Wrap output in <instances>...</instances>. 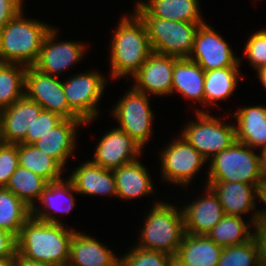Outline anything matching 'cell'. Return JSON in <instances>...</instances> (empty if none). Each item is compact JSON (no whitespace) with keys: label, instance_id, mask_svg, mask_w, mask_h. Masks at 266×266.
Here are the masks:
<instances>
[{"label":"cell","instance_id":"45","mask_svg":"<svg viewBox=\"0 0 266 266\" xmlns=\"http://www.w3.org/2000/svg\"><path fill=\"white\" fill-rule=\"evenodd\" d=\"M167 266H189V265L185 264L176 255H172L169 258V261H168V265Z\"/></svg>","mask_w":266,"mask_h":266},{"label":"cell","instance_id":"38","mask_svg":"<svg viewBox=\"0 0 266 266\" xmlns=\"http://www.w3.org/2000/svg\"><path fill=\"white\" fill-rule=\"evenodd\" d=\"M18 166V144L0 142V187H6Z\"/></svg>","mask_w":266,"mask_h":266},{"label":"cell","instance_id":"37","mask_svg":"<svg viewBox=\"0 0 266 266\" xmlns=\"http://www.w3.org/2000/svg\"><path fill=\"white\" fill-rule=\"evenodd\" d=\"M63 118L56 113L42 110L38 118L34 121L31 129H28L23 144H33L42 138L48 131L57 126Z\"/></svg>","mask_w":266,"mask_h":266},{"label":"cell","instance_id":"39","mask_svg":"<svg viewBox=\"0 0 266 266\" xmlns=\"http://www.w3.org/2000/svg\"><path fill=\"white\" fill-rule=\"evenodd\" d=\"M24 0H0V31L14 17H16L25 7Z\"/></svg>","mask_w":266,"mask_h":266},{"label":"cell","instance_id":"20","mask_svg":"<svg viewBox=\"0 0 266 266\" xmlns=\"http://www.w3.org/2000/svg\"><path fill=\"white\" fill-rule=\"evenodd\" d=\"M83 125L84 122L81 119H63L33 145L54 158L65 169L69 157L76 159L74 151L76 146L78 147L77 130Z\"/></svg>","mask_w":266,"mask_h":266},{"label":"cell","instance_id":"4","mask_svg":"<svg viewBox=\"0 0 266 266\" xmlns=\"http://www.w3.org/2000/svg\"><path fill=\"white\" fill-rule=\"evenodd\" d=\"M143 224L141 231L139 230V241L135 246L145 250L160 251L170 256L176 255L186 233L179 206L177 208L175 204L162 200L154 201Z\"/></svg>","mask_w":266,"mask_h":266},{"label":"cell","instance_id":"34","mask_svg":"<svg viewBox=\"0 0 266 266\" xmlns=\"http://www.w3.org/2000/svg\"><path fill=\"white\" fill-rule=\"evenodd\" d=\"M260 261L259 246L253 236L244 244L224 247L217 266H256Z\"/></svg>","mask_w":266,"mask_h":266},{"label":"cell","instance_id":"49","mask_svg":"<svg viewBox=\"0 0 266 266\" xmlns=\"http://www.w3.org/2000/svg\"><path fill=\"white\" fill-rule=\"evenodd\" d=\"M1 109H0V135H1ZM0 142H1V140H0Z\"/></svg>","mask_w":266,"mask_h":266},{"label":"cell","instance_id":"14","mask_svg":"<svg viewBox=\"0 0 266 266\" xmlns=\"http://www.w3.org/2000/svg\"><path fill=\"white\" fill-rule=\"evenodd\" d=\"M205 186H208L218 197L225 215L243 217L242 215L250 212L248 216L254 226L262 218L261 210L256 209V200L260 199V187L225 181H206Z\"/></svg>","mask_w":266,"mask_h":266},{"label":"cell","instance_id":"35","mask_svg":"<svg viewBox=\"0 0 266 266\" xmlns=\"http://www.w3.org/2000/svg\"><path fill=\"white\" fill-rule=\"evenodd\" d=\"M119 257V266H167L170 255L133 246Z\"/></svg>","mask_w":266,"mask_h":266},{"label":"cell","instance_id":"22","mask_svg":"<svg viewBox=\"0 0 266 266\" xmlns=\"http://www.w3.org/2000/svg\"><path fill=\"white\" fill-rule=\"evenodd\" d=\"M118 257L107 245H103L84 232L75 231L71 242L67 266H119Z\"/></svg>","mask_w":266,"mask_h":266},{"label":"cell","instance_id":"6","mask_svg":"<svg viewBox=\"0 0 266 266\" xmlns=\"http://www.w3.org/2000/svg\"><path fill=\"white\" fill-rule=\"evenodd\" d=\"M244 143L235 140L208 161L207 181L238 182L255 187L261 186L259 153Z\"/></svg>","mask_w":266,"mask_h":266},{"label":"cell","instance_id":"41","mask_svg":"<svg viewBox=\"0 0 266 266\" xmlns=\"http://www.w3.org/2000/svg\"><path fill=\"white\" fill-rule=\"evenodd\" d=\"M260 250V260L266 264V217H262L252 229Z\"/></svg>","mask_w":266,"mask_h":266},{"label":"cell","instance_id":"30","mask_svg":"<svg viewBox=\"0 0 266 266\" xmlns=\"http://www.w3.org/2000/svg\"><path fill=\"white\" fill-rule=\"evenodd\" d=\"M254 225L245 217L225 215L206 235L222 248L244 244L254 236Z\"/></svg>","mask_w":266,"mask_h":266},{"label":"cell","instance_id":"36","mask_svg":"<svg viewBox=\"0 0 266 266\" xmlns=\"http://www.w3.org/2000/svg\"><path fill=\"white\" fill-rule=\"evenodd\" d=\"M244 56L254 70L266 67V29L250 35L245 43Z\"/></svg>","mask_w":266,"mask_h":266},{"label":"cell","instance_id":"3","mask_svg":"<svg viewBox=\"0 0 266 266\" xmlns=\"http://www.w3.org/2000/svg\"><path fill=\"white\" fill-rule=\"evenodd\" d=\"M52 27L43 21L25 18L22 10L0 31V63L33 66Z\"/></svg>","mask_w":266,"mask_h":266},{"label":"cell","instance_id":"33","mask_svg":"<svg viewBox=\"0 0 266 266\" xmlns=\"http://www.w3.org/2000/svg\"><path fill=\"white\" fill-rule=\"evenodd\" d=\"M21 64L0 63V109H5L25 95V73Z\"/></svg>","mask_w":266,"mask_h":266},{"label":"cell","instance_id":"10","mask_svg":"<svg viewBox=\"0 0 266 266\" xmlns=\"http://www.w3.org/2000/svg\"><path fill=\"white\" fill-rule=\"evenodd\" d=\"M160 154V174L166 183L185 188L208 162L179 133L172 142L163 147Z\"/></svg>","mask_w":266,"mask_h":266},{"label":"cell","instance_id":"19","mask_svg":"<svg viewBox=\"0 0 266 266\" xmlns=\"http://www.w3.org/2000/svg\"><path fill=\"white\" fill-rule=\"evenodd\" d=\"M64 179L48 183L42 192L39 202H37L40 203L39 205L42 209L39 206H34L31 209V215L34 218L48 223L64 224L63 220H58L55 215L58 213L60 215L71 213L76 206L73 194H78L72 181L69 178L67 180Z\"/></svg>","mask_w":266,"mask_h":266},{"label":"cell","instance_id":"46","mask_svg":"<svg viewBox=\"0 0 266 266\" xmlns=\"http://www.w3.org/2000/svg\"><path fill=\"white\" fill-rule=\"evenodd\" d=\"M256 73H257V78L259 79L263 87L266 88V67L258 69Z\"/></svg>","mask_w":266,"mask_h":266},{"label":"cell","instance_id":"7","mask_svg":"<svg viewBox=\"0 0 266 266\" xmlns=\"http://www.w3.org/2000/svg\"><path fill=\"white\" fill-rule=\"evenodd\" d=\"M194 110L196 120L185 124L180 135L209 161L236 140L235 127L231 122L227 124L205 109Z\"/></svg>","mask_w":266,"mask_h":266},{"label":"cell","instance_id":"17","mask_svg":"<svg viewBox=\"0 0 266 266\" xmlns=\"http://www.w3.org/2000/svg\"><path fill=\"white\" fill-rule=\"evenodd\" d=\"M204 187L201 197L192 202L190 200L186 206H180L186 233L206 235L225 216L218 197L208 186Z\"/></svg>","mask_w":266,"mask_h":266},{"label":"cell","instance_id":"32","mask_svg":"<svg viewBox=\"0 0 266 266\" xmlns=\"http://www.w3.org/2000/svg\"><path fill=\"white\" fill-rule=\"evenodd\" d=\"M31 216V208L5 187H0V228L16 238L26 220Z\"/></svg>","mask_w":266,"mask_h":266},{"label":"cell","instance_id":"8","mask_svg":"<svg viewBox=\"0 0 266 266\" xmlns=\"http://www.w3.org/2000/svg\"><path fill=\"white\" fill-rule=\"evenodd\" d=\"M150 97L130 87L123 97L112 107L111 114L119 125L116 127L126 132L142 148L150 140L154 111L151 109Z\"/></svg>","mask_w":266,"mask_h":266},{"label":"cell","instance_id":"2","mask_svg":"<svg viewBox=\"0 0 266 266\" xmlns=\"http://www.w3.org/2000/svg\"><path fill=\"white\" fill-rule=\"evenodd\" d=\"M129 14L120 18L110 42L109 75L113 80H130L152 53L145 24L135 12Z\"/></svg>","mask_w":266,"mask_h":266},{"label":"cell","instance_id":"5","mask_svg":"<svg viewBox=\"0 0 266 266\" xmlns=\"http://www.w3.org/2000/svg\"><path fill=\"white\" fill-rule=\"evenodd\" d=\"M146 27L152 52L188 58L194 37L200 24L204 22H182L153 17L138 1L133 10Z\"/></svg>","mask_w":266,"mask_h":266},{"label":"cell","instance_id":"48","mask_svg":"<svg viewBox=\"0 0 266 266\" xmlns=\"http://www.w3.org/2000/svg\"><path fill=\"white\" fill-rule=\"evenodd\" d=\"M256 266H266V264L260 261Z\"/></svg>","mask_w":266,"mask_h":266},{"label":"cell","instance_id":"43","mask_svg":"<svg viewBox=\"0 0 266 266\" xmlns=\"http://www.w3.org/2000/svg\"><path fill=\"white\" fill-rule=\"evenodd\" d=\"M259 194H260L259 201H261V203H264L266 206V175H262V181H261V186L259 189ZM265 206H264L265 209H260L262 217H266V207Z\"/></svg>","mask_w":266,"mask_h":266},{"label":"cell","instance_id":"29","mask_svg":"<svg viewBox=\"0 0 266 266\" xmlns=\"http://www.w3.org/2000/svg\"><path fill=\"white\" fill-rule=\"evenodd\" d=\"M19 166L31 170L49 183L63 179L65 169L52 157L33 144L18 143Z\"/></svg>","mask_w":266,"mask_h":266},{"label":"cell","instance_id":"26","mask_svg":"<svg viewBox=\"0 0 266 266\" xmlns=\"http://www.w3.org/2000/svg\"><path fill=\"white\" fill-rule=\"evenodd\" d=\"M222 249L207 235L185 233L176 256L189 266H217Z\"/></svg>","mask_w":266,"mask_h":266},{"label":"cell","instance_id":"21","mask_svg":"<svg viewBox=\"0 0 266 266\" xmlns=\"http://www.w3.org/2000/svg\"><path fill=\"white\" fill-rule=\"evenodd\" d=\"M80 195L87 196H117L116 181L113 170L104 169L90 160L74 168L67 176Z\"/></svg>","mask_w":266,"mask_h":266},{"label":"cell","instance_id":"24","mask_svg":"<svg viewBox=\"0 0 266 266\" xmlns=\"http://www.w3.org/2000/svg\"><path fill=\"white\" fill-rule=\"evenodd\" d=\"M237 141L260 149L266 145V106H244L233 112Z\"/></svg>","mask_w":266,"mask_h":266},{"label":"cell","instance_id":"23","mask_svg":"<svg viewBox=\"0 0 266 266\" xmlns=\"http://www.w3.org/2000/svg\"><path fill=\"white\" fill-rule=\"evenodd\" d=\"M150 172L137 159L133 162L114 169L113 174L116 181L117 199L133 200L143 196H149L155 192L154 182L150 178Z\"/></svg>","mask_w":266,"mask_h":266},{"label":"cell","instance_id":"12","mask_svg":"<svg viewBox=\"0 0 266 266\" xmlns=\"http://www.w3.org/2000/svg\"><path fill=\"white\" fill-rule=\"evenodd\" d=\"M25 95L37 102L43 110L58 114L63 119H80L70 108L63 90V81L45 74L34 66L25 73Z\"/></svg>","mask_w":266,"mask_h":266},{"label":"cell","instance_id":"18","mask_svg":"<svg viewBox=\"0 0 266 266\" xmlns=\"http://www.w3.org/2000/svg\"><path fill=\"white\" fill-rule=\"evenodd\" d=\"M43 108L26 95L1 111V135L3 143L18 144L38 118Z\"/></svg>","mask_w":266,"mask_h":266},{"label":"cell","instance_id":"40","mask_svg":"<svg viewBox=\"0 0 266 266\" xmlns=\"http://www.w3.org/2000/svg\"><path fill=\"white\" fill-rule=\"evenodd\" d=\"M17 252L16 237L0 228V258L14 259Z\"/></svg>","mask_w":266,"mask_h":266},{"label":"cell","instance_id":"28","mask_svg":"<svg viewBox=\"0 0 266 266\" xmlns=\"http://www.w3.org/2000/svg\"><path fill=\"white\" fill-rule=\"evenodd\" d=\"M240 69V67H225L205 71L204 95L206 108L210 105H217L216 102L226 100L234 94L239 79L243 77Z\"/></svg>","mask_w":266,"mask_h":266},{"label":"cell","instance_id":"47","mask_svg":"<svg viewBox=\"0 0 266 266\" xmlns=\"http://www.w3.org/2000/svg\"><path fill=\"white\" fill-rule=\"evenodd\" d=\"M0 266H14V259L0 258Z\"/></svg>","mask_w":266,"mask_h":266},{"label":"cell","instance_id":"11","mask_svg":"<svg viewBox=\"0 0 266 266\" xmlns=\"http://www.w3.org/2000/svg\"><path fill=\"white\" fill-rule=\"evenodd\" d=\"M207 23L199 25L188 59L196 62L204 71L240 67L242 57H237L225 38Z\"/></svg>","mask_w":266,"mask_h":266},{"label":"cell","instance_id":"15","mask_svg":"<svg viewBox=\"0 0 266 266\" xmlns=\"http://www.w3.org/2000/svg\"><path fill=\"white\" fill-rule=\"evenodd\" d=\"M142 149L126 132L115 127L98 140L90 161L104 169L114 170L139 159Z\"/></svg>","mask_w":266,"mask_h":266},{"label":"cell","instance_id":"42","mask_svg":"<svg viewBox=\"0 0 266 266\" xmlns=\"http://www.w3.org/2000/svg\"><path fill=\"white\" fill-rule=\"evenodd\" d=\"M14 266H52L35 260L24 258L22 255L16 254L14 257Z\"/></svg>","mask_w":266,"mask_h":266},{"label":"cell","instance_id":"31","mask_svg":"<svg viewBox=\"0 0 266 266\" xmlns=\"http://www.w3.org/2000/svg\"><path fill=\"white\" fill-rule=\"evenodd\" d=\"M48 183L46 179L31 170L18 166L5 188L32 209L37 206Z\"/></svg>","mask_w":266,"mask_h":266},{"label":"cell","instance_id":"16","mask_svg":"<svg viewBox=\"0 0 266 266\" xmlns=\"http://www.w3.org/2000/svg\"><path fill=\"white\" fill-rule=\"evenodd\" d=\"M178 57L152 52L131 77L135 90L156 97L170 96L174 62Z\"/></svg>","mask_w":266,"mask_h":266},{"label":"cell","instance_id":"13","mask_svg":"<svg viewBox=\"0 0 266 266\" xmlns=\"http://www.w3.org/2000/svg\"><path fill=\"white\" fill-rule=\"evenodd\" d=\"M57 29L53 26L45 36L39 57L33 66L45 74L58 77L70 67L77 65L80 60L83 61L87 47L83 42L57 41Z\"/></svg>","mask_w":266,"mask_h":266},{"label":"cell","instance_id":"27","mask_svg":"<svg viewBox=\"0 0 266 266\" xmlns=\"http://www.w3.org/2000/svg\"><path fill=\"white\" fill-rule=\"evenodd\" d=\"M138 2L153 17L182 22H205L200 12V0H138Z\"/></svg>","mask_w":266,"mask_h":266},{"label":"cell","instance_id":"44","mask_svg":"<svg viewBox=\"0 0 266 266\" xmlns=\"http://www.w3.org/2000/svg\"><path fill=\"white\" fill-rule=\"evenodd\" d=\"M260 150L258 149L260 170L262 175H266V145L261 147Z\"/></svg>","mask_w":266,"mask_h":266},{"label":"cell","instance_id":"1","mask_svg":"<svg viewBox=\"0 0 266 266\" xmlns=\"http://www.w3.org/2000/svg\"><path fill=\"white\" fill-rule=\"evenodd\" d=\"M75 231L64 224L48 223L31 215L16 238V254L52 266H67Z\"/></svg>","mask_w":266,"mask_h":266},{"label":"cell","instance_id":"9","mask_svg":"<svg viewBox=\"0 0 266 266\" xmlns=\"http://www.w3.org/2000/svg\"><path fill=\"white\" fill-rule=\"evenodd\" d=\"M63 81L69 108L84 122L92 123L99 116L98 102L104 95L107 78L97 70L74 74Z\"/></svg>","mask_w":266,"mask_h":266},{"label":"cell","instance_id":"25","mask_svg":"<svg viewBox=\"0 0 266 266\" xmlns=\"http://www.w3.org/2000/svg\"><path fill=\"white\" fill-rule=\"evenodd\" d=\"M205 71L188 58H178L174 62L171 96L178 92L187 100L200 103L205 107Z\"/></svg>","mask_w":266,"mask_h":266}]
</instances>
